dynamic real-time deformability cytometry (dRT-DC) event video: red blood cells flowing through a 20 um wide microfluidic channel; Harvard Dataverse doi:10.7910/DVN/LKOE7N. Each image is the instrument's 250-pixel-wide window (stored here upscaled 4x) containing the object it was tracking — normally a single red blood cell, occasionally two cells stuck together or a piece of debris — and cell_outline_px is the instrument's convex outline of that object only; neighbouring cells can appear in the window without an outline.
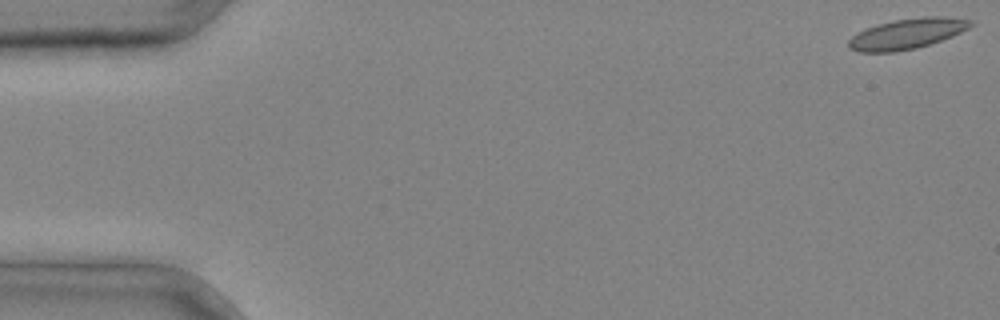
{"species": "common noctule bat (a hibernating species)", "species_latin": "Nyctalus noctula", "temperature_condition": "cold", "stored_images_in_passage": 3, "camera_frame_rate_fps": 3000, "um_per_image_px": 0.085, "animal": {"sex": "male", "body_mass_g": 20.4}, "frame": {"image": 1, "passage_image": 1, "time_ms": 0.0, "image_size_px": [1000, 320], "cell_outline_px": [[972, 24], [968, 28], [952, 36], [916, 48], [892, 52], [860, 52], [848, 48], [848, 40], [856, 32], [876, 24], [896, 20], [924, 16], [944, 16], [972, 20]], "centroid_in_image_um": [77.05, 2.86], "position_along_channel_um": 7.9, "area_um2": 21.5}}